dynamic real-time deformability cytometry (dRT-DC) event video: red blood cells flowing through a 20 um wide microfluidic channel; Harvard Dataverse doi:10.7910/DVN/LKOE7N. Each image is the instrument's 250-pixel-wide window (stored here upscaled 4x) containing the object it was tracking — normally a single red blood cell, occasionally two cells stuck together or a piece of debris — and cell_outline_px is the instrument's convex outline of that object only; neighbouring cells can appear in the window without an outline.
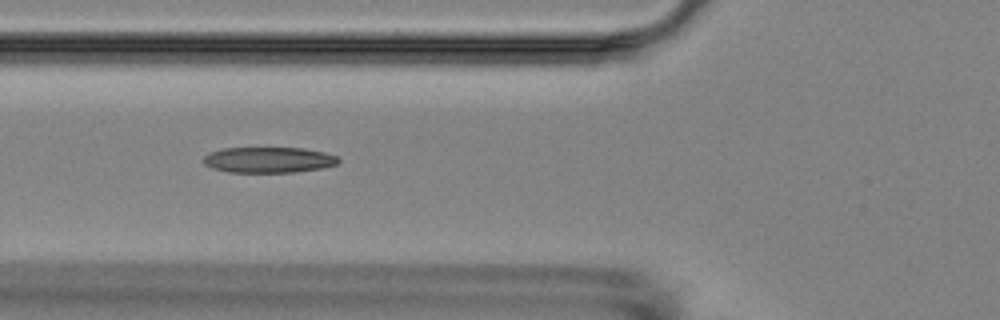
{"species": "Egyptian fruit bat (a non-hibernating species)", "species_latin": "Rousettus aegyptiacus", "temperature_condition": "room temperature", "stored_images_in_passage": 6, "camera_frame_rate_fps": 3000, "um_per_image_px": 0.085, "animal": {"sex": "female"}, "frame": {"image": 1, "passage_image": 5, "time_ms": 4.667, "image_size_px": [1000, 320], "cell_outline_px": [[340, 160], [336, 164], [324, 168], [296, 172], [228, 172], [212, 168], [204, 164], [200, 160], [208, 152], [224, 148], [304, 148], [324, 152], [336, 156]], "centroid_in_image_um": [22.8, 13.59], "position_along_channel_um": 103.0, "area_um2": 20.4}}
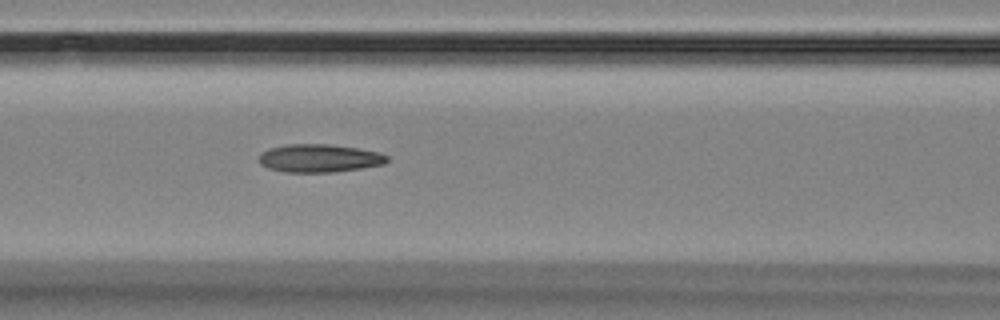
{"frame": {"image": 2, "passage_image": 6, "time_ms": 5.667, "image_size_px": [1000, 320], "cell_outline_px": [[388, 160], [384, 164], [336, 172], [284, 172], [268, 168], [260, 164], [260, 156], [268, 148], [288, 144], [328, 144], [356, 148], [380, 152], [388, 156]], "centroid_in_image_um": [27.15, 13.45], "position_along_channel_um": 139.4, "area_um2": 20.87}}